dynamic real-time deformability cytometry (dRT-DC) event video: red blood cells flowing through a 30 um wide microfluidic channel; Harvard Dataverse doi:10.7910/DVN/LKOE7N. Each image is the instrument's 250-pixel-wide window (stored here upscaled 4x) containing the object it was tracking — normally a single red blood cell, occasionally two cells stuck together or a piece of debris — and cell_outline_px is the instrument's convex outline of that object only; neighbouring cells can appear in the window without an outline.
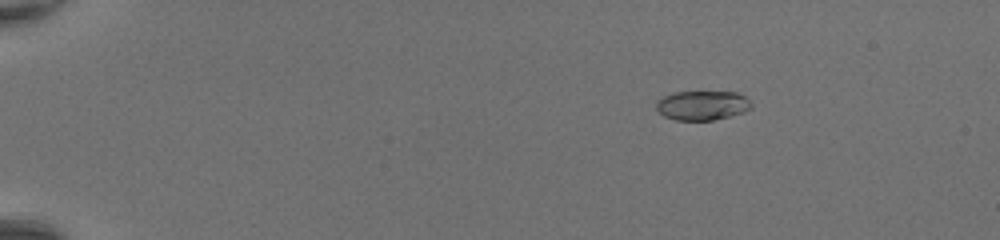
{"species": "common noctule bat (a hibernating species)", "species_latin": "Nyctalus noctula", "temperature_condition": "room temperature", "stored_images_in_passage": 51, "camera_frame_rate_fps": 3000, "um_per_image_px": 0.085, "animal": {"sex": "female", "body_mass_g": 20.0, "forearm_length_mm": 54.0}, "frame": {"image": 1, "passage_image": 10, "time_ms": 3.0, "image_size_px": [1000, 240], "cell_outline_px": [[752, 108], [744, 112], [712, 120], [676, 120], [664, 116], [656, 108], [656, 100], [672, 92], [736, 92], [744, 96], [752, 104]], "centroid_in_image_um": [59.68, 8.95], "position_along_channel_um": 25.3, "area_um2": 16.24}}
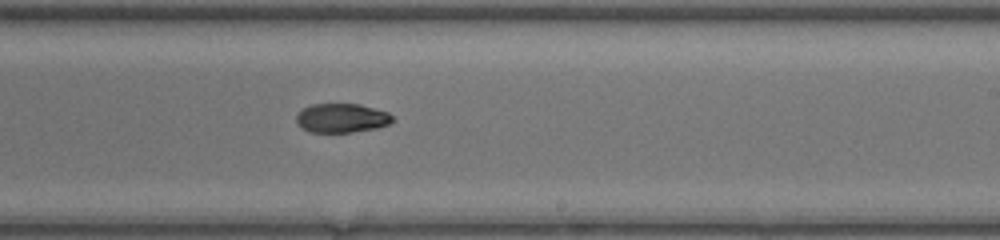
{"frame": {"image": 2, "passage_image": 34, "time_ms": 11.0, "image_size_px": [1000, 240], "cell_outline_px": [[396, 120], [388, 124], [376, 128], [352, 132], [308, 132], [296, 124], [296, 116], [304, 108], [312, 104], [360, 104], [388, 112]], "centroid_in_image_um": [29.05, 10.04], "position_along_channel_um": 260.0, "area_um2": 16.36}}
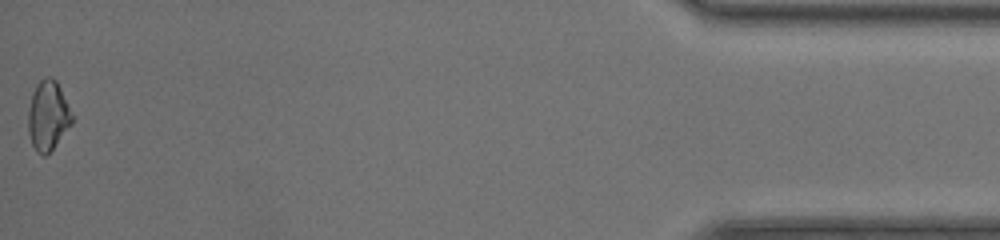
{"frame": {"image": 3, "passage_image": 51, "time_ms": 16.667, "image_size_px": [1000, 240], "cell_outline_px": [[72, 124], [52, 148], [44, 156], [36, 152], [32, 144], [28, 132], [28, 108], [32, 92], [36, 84], [44, 76], [52, 76], [56, 80], [60, 88], [72, 116]], "centroid_in_image_um": [4.04, 9.8], "position_along_channel_um": 431.2, "area_um2": 17.63}, "authors_computed_cell_mechanics": {"area_um2": 17.2822, "velocity_mm_per_s": 4.4256, "shape_relaxation_time_tau1_ms": 9.1448, "shape_relaxation_time_tau2_ms": 3.7101, "deformation_change_tau1": 0.251, "deformation_change_tau2": 0.0597}}